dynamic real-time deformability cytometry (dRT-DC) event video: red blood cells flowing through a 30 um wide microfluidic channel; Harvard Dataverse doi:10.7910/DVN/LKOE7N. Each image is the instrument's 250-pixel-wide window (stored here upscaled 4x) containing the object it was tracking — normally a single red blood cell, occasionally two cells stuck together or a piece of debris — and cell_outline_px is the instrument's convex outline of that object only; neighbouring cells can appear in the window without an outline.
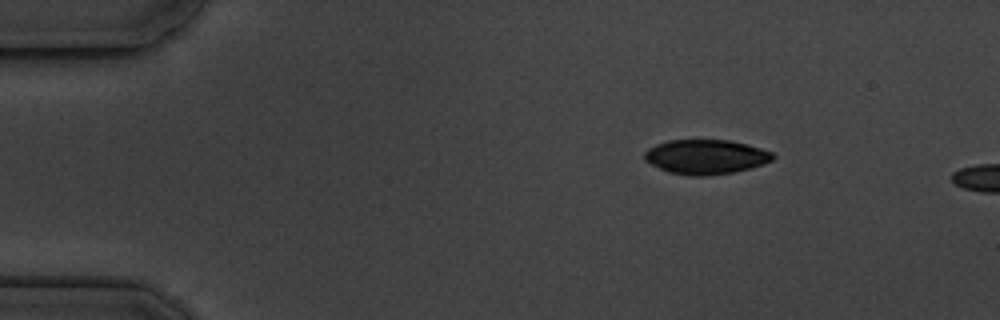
{"species": "common noctule bat (a hibernating species)", "species_latin": "Nyctalus noctula", "temperature_condition": "cold", "stored_images_in_passage": 2, "camera_frame_rate_fps": 3000, "um_per_image_px": 0.085, "animal": {"sex": "male", "body_mass_g": 19.5, "forearm_length_mm": 54.6}, "frame": {"image": 1, "passage_image": 1, "time_ms": 0.0, "image_size_px": [1000, 320], "cell_outline_px": [[776, 156], [772, 160], [748, 168], [732, 172], [708, 176], [692, 176], [668, 172], [644, 160], [644, 152], [648, 148], [656, 144], [668, 140], [732, 140], [748, 144], [772, 152]], "centroid_in_image_um": [59.97, 13.32], "position_along_channel_um": 25.0, "area_um2": 25.78}}